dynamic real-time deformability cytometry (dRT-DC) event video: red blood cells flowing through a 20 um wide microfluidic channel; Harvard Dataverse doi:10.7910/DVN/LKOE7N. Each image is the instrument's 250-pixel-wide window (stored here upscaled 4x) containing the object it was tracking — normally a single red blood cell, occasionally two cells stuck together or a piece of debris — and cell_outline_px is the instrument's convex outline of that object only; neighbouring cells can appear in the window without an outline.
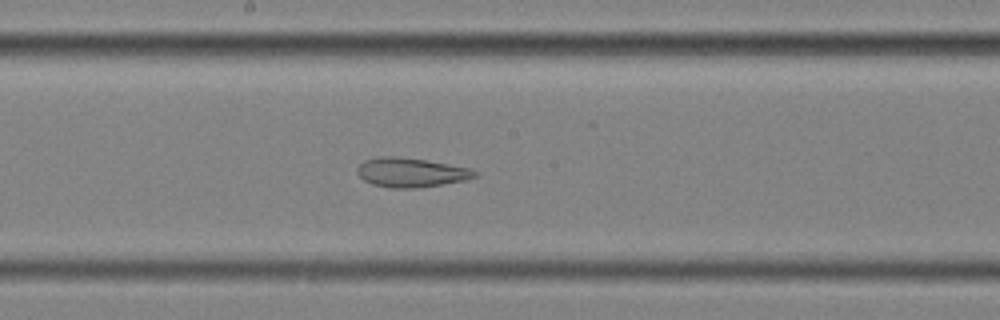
{"species": "common noctule bat (a hibernating species)", "species_latin": "Nyctalus noctula", "temperature_condition": "cold", "stored_images_in_passage": 54, "segment_of_instrument_passage": [2, 2], "camera_frame_rate_fps": 3000, "um_per_image_px": 0.085, "animal": {"sex": "female", "body_mass_g": 25.1}, "frame": {"image": 1, "passage_image": 28, "time_ms": 9.0, "image_size_px": [1000, 320], "cell_outline_px": [[480, 172], [476, 176], [464, 180], [416, 188], [388, 188], [372, 184], [364, 180], [356, 172], [356, 168], [364, 160], [380, 156], [392, 156], [424, 160], [472, 168]], "centroid_in_image_um": [34.91, 14.66], "position_along_channel_um": 213.3, "area_um2": 20.0}}
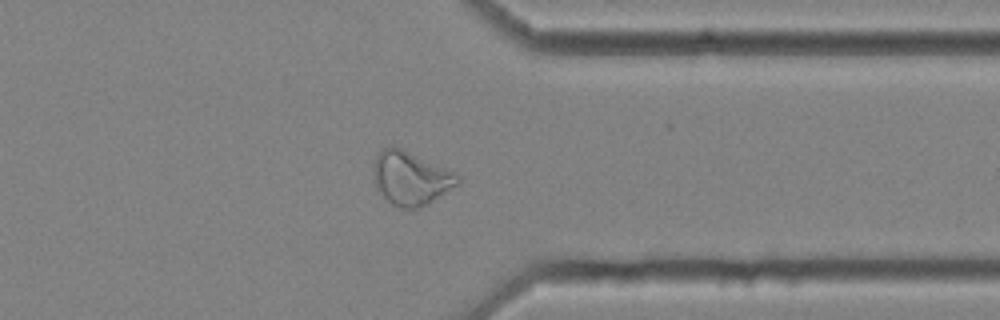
{"frame": {"image": 2, "passage_image": 42, "time_ms": 13.667, "image_size_px": [1000, 320], "cell_outline_px": [[460, 184], [428, 204], [420, 208], [400, 208], [392, 204], [376, 188], [372, 172], [372, 168], [376, 156], [384, 148], [400, 148], [456, 172], [460, 176]], "centroid_in_image_um": [34.94, 15.17], "position_along_channel_um": 376.5, "area_um2": 26.24}}